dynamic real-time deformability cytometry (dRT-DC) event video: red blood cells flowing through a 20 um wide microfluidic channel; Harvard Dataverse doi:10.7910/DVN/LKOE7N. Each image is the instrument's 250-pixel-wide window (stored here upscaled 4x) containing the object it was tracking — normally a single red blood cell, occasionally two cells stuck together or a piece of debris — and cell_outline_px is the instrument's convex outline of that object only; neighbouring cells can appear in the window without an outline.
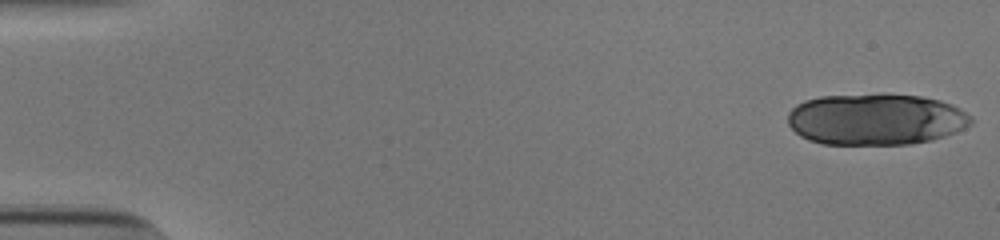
{"species": "human", "species_latin": "Homo sapiens", "temperature_condition": "cold", "stored_images_in_passage": 47, "camera_frame_rate_fps": 3000, "um_per_image_px": 0.085, "donor": {"sex": "male"}, "frame": {"image": 1, "passage_image": 1, "time_ms": 0.0, "image_size_px": [1000, 240], "cell_outline_px": [[972, 124], [956, 132], [932, 140], [912, 144], [824, 144], [808, 140], [800, 136], [788, 124], [788, 112], [796, 104], [804, 100], [820, 96], [920, 96], [940, 100], [952, 104], [960, 108], [972, 116]], "centroid_in_image_um": [74.45, 10.17], "position_along_channel_um": 10.5, "area_um2": 54.45}}
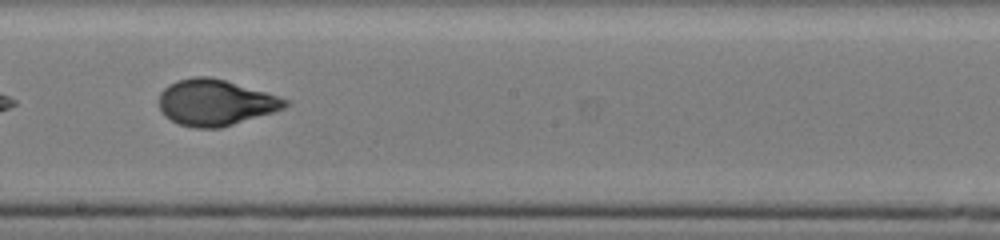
{"frame": {"image": 2, "passage_image": 31, "time_ms": 10.0, "image_size_px": [1000, 240], "cell_outline_px": [[288, 104], [284, 108], [272, 112], [220, 128], [196, 128], [180, 124], [164, 116], [160, 112], [160, 92], [168, 84], [176, 80], [192, 76], [208, 76], [224, 80], [264, 92], [288, 100]], "centroid_in_image_um": [18.24, 8.71], "position_along_channel_um": 230.0, "area_um2": 33.47}}
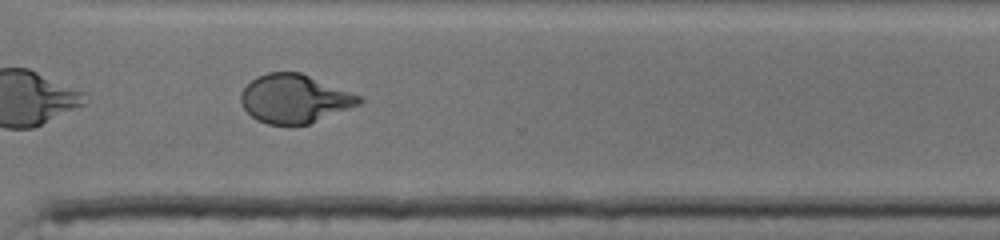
{"frame": {"image": 3, "passage_image": 40, "time_ms": 13.0, "image_size_px": [1000, 240], "cell_outline_px": [[364, 100], [360, 104], [308, 124], [268, 124], [256, 120], [244, 108], [240, 100], [240, 92], [256, 76], [268, 72], [300, 72], [364, 96]], "centroid_in_image_um": [25.05, 8.37], "position_along_channel_um": 345.5, "area_um2": 33.47}, "authors_computed_cell_mechanics": {"area_um2": 34.5644, "velocity_mm_per_s": 3.8533, "shape_relaxation_time_tau1_ms": 3.5678, "shape_relaxation_time_tau2_ms": null, "deformation_change_tau1": 0.1803, "deformation_change_tau2": null}}